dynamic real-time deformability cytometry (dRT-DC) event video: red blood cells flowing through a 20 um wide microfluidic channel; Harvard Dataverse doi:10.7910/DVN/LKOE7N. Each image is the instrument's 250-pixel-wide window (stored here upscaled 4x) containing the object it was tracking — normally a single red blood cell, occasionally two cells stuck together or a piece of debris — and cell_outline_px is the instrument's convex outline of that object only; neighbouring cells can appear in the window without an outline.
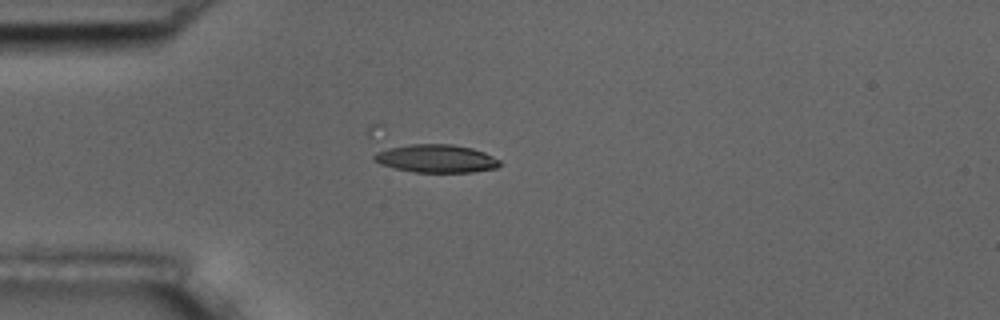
{"species": "common noctule bat (a hibernating species)", "species_latin": "Nyctalus noctula", "temperature_condition": "room temperature", "stored_images_in_passage": 42, "camera_frame_rate_fps": 3000, "um_per_image_px": 0.085, "animal": {"sex": "male", "body_mass_g": 17.5, "forearm_length_mm": 52.3}, "frame": {"image": 1, "passage_image": 1, "time_ms": 0.0, "image_size_px": [1000, 320], "cell_outline_px": [[500, 164], [496, 168], [472, 172], [412, 172], [380, 164], [372, 160], [372, 156], [376, 152], [388, 148], [412, 144], [452, 144], [472, 148], [484, 152], [500, 160]], "centroid_in_image_um": [37.05, 13.47], "position_along_channel_um": 47.9, "area_um2": 20.52}}
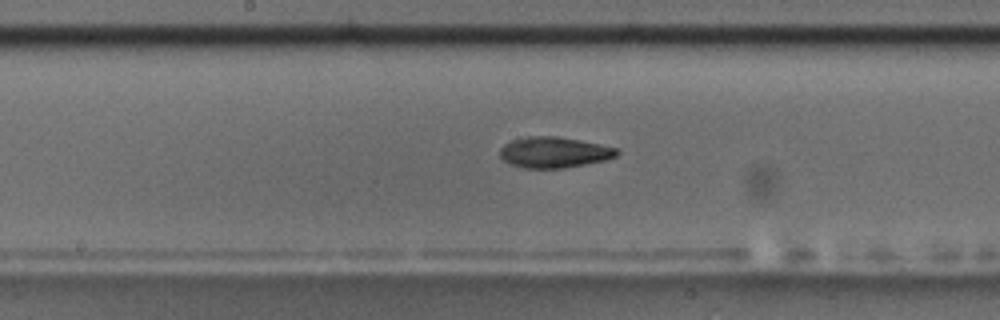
{"frame": {"image": 2, "passage_image": 15, "time_ms": 4.667, "image_size_px": [1000, 320], "cell_outline_px": [[620, 152], [616, 156], [604, 160], [564, 168], [524, 168], [512, 164], [504, 160], [500, 156], [500, 148], [504, 144], [520, 136], [556, 136], [600, 144], [616, 148]], "centroid_in_image_um": [47.07, 12.94], "position_along_channel_um": 201.1, "area_um2": 20.92}}
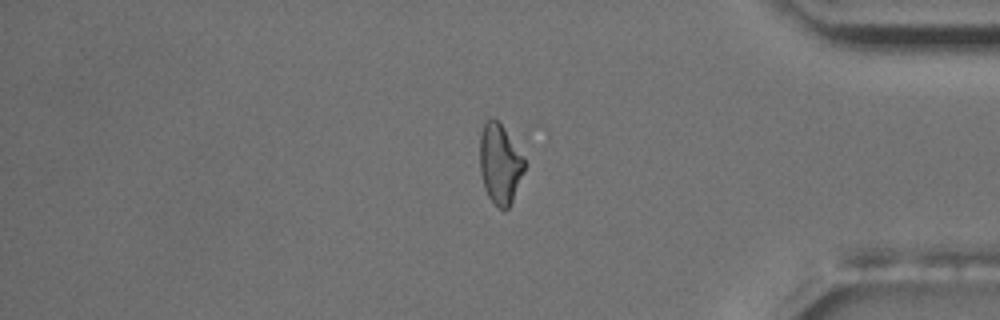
{"frame": {"image": 3, "passage_image": 33, "time_ms": 10.667, "image_size_px": [1000, 320], "cell_outline_px": [[524, 172], [512, 200], [508, 208], [500, 208], [488, 196], [484, 188], [480, 172], [480, 132], [484, 124], [488, 120], [496, 120], [504, 128], [524, 156]], "centroid_in_image_um": [42.49, 13.92], "position_along_channel_um": 392.7, "area_um2": 20.46}, "authors_computed_cell_mechanics": {"area_um2": 21.2415, "velocity_mm_per_s": 3.5903, "shape_relaxation_time_tau1_ms": 9.1693, "shape_relaxation_time_tau2_ms": null, "deformation_change_tau1": 0.2131, "deformation_change_tau2": null}}